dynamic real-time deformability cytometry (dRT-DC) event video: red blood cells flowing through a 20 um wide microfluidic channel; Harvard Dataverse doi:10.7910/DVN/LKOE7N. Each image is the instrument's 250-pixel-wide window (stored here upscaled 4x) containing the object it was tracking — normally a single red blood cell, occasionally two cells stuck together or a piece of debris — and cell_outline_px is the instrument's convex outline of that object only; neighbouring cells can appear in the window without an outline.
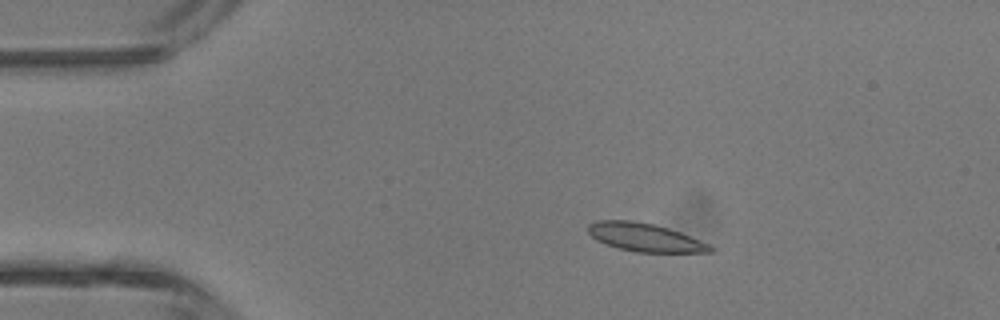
{"species": "common noctule bat (a hibernating species)", "species_latin": "Nyctalus noctula", "temperature_condition": "room temperature", "stored_images_in_passage": 4, "camera_frame_rate_fps": 3000, "um_per_image_px": 0.085, "animal": {"sex": "male", "body_mass_g": 13.3}, "frame": {"image": 1, "passage_image": 2, "time_ms": 1.333, "image_size_px": [1000, 320], "cell_outline_px": [[716, 248], [712, 252], [636, 252], [620, 248], [596, 240], [588, 232], [588, 224], [596, 220], [632, 220], [652, 224], [668, 228], [680, 232], [708, 244]], "centroid_in_image_um": [54.81, 20.17], "position_along_channel_um": 30.2, "area_um2": 19.88}}
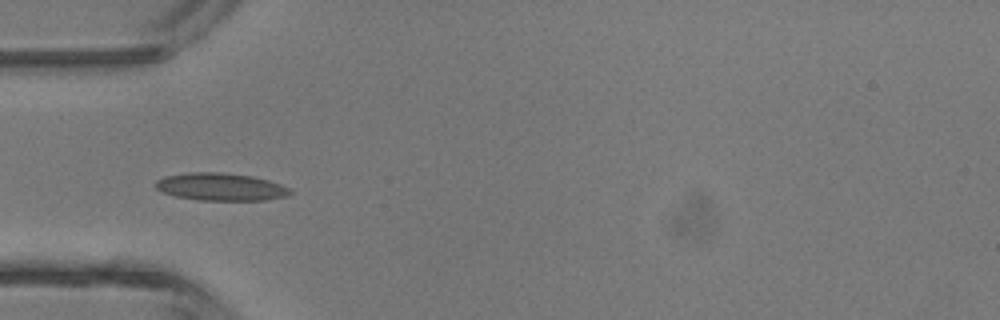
{"frame": {"image": 2, "passage_image": 4, "time_ms": 3.333, "image_size_px": [1000, 320], "cell_outline_px": [[292, 192], [288, 196], [264, 200], [200, 200], [172, 196], [156, 188], [152, 184], [156, 180], [164, 176], [188, 172], [220, 172], [252, 176], [268, 180], [292, 188]], "centroid_in_image_um": [18.74, 15.88], "position_along_channel_um": 66.3, "area_um2": 21.85}}